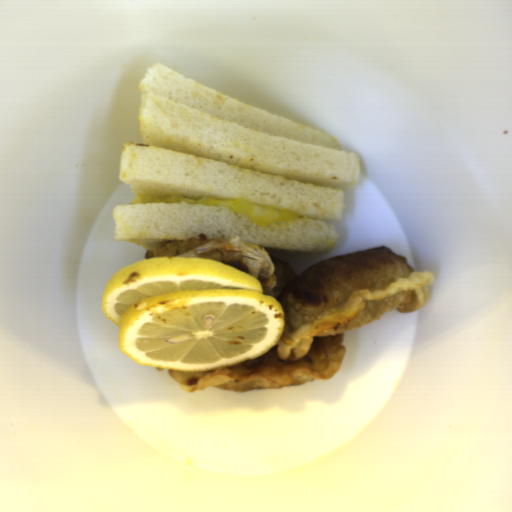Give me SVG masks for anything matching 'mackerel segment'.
<instances>
[{
  "instance_id": "mackerel-segment-1",
  "label": "mackerel segment",
  "mask_w": 512,
  "mask_h": 512,
  "mask_svg": "<svg viewBox=\"0 0 512 512\" xmlns=\"http://www.w3.org/2000/svg\"><path fill=\"white\" fill-rule=\"evenodd\" d=\"M163 256H190L217 260L236 267L254 277L263 287V295L277 287L275 266L268 252L259 245L238 236L229 240H166L152 251H145V259Z\"/></svg>"
}]
</instances>
